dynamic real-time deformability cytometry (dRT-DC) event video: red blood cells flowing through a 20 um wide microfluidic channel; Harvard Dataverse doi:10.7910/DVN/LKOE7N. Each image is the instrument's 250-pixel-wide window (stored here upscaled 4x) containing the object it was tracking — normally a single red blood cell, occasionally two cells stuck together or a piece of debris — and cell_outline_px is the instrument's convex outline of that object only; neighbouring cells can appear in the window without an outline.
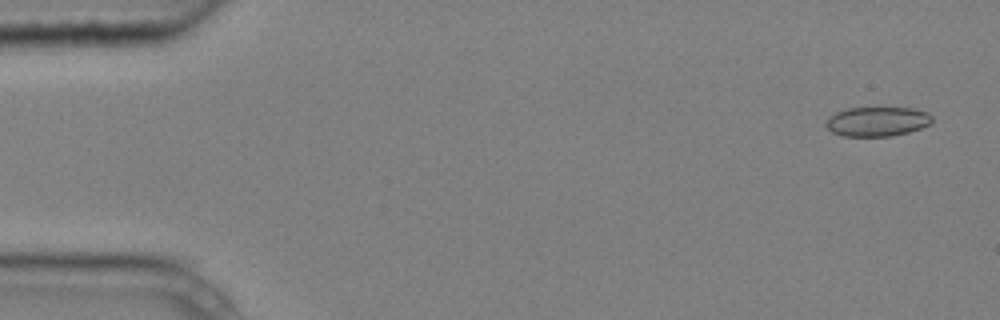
{"species": "common noctule bat (a hibernating species)", "species_latin": "Nyctalus noctula", "temperature_condition": "cold", "stored_images_in_passage": 3, "camera_frame_rate_fps": 3000, "um_per_image_px": 0.085, "animal": {"sex": "male", "body_mass_g": 20.4}, "frame": {"image": 1, "passage_image": 1, "time_ms": 0.0, "image_size_px": [1000, 320], "cell_outline_px": [[932, 120], [928, 124], [920, 128], [908, 132], [892, 136], [844, 136], [832, 132], [824, 124], [828, 116], [836, 112], [848, 108], [912, 108], [928, 112], [932, 116]], "centroid_in_image_um": [74.53, 10.32], "position_along_channel_um": 10.5, "area_um2": 18.21}}
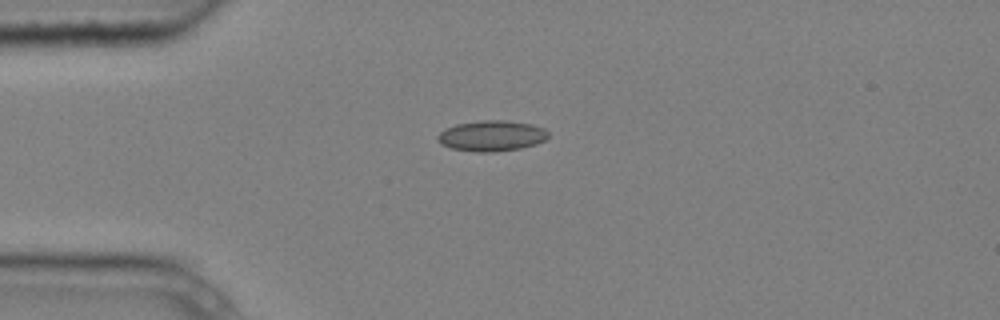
{"frame": {"image": 2, "passage_image": 3, "time_ms": 0.667, "image_size_px": [1000, 320], "cell_outline_px": [[548, 136], [544, 140], [536, 144], [520, 148], [496, 152], [476, 152], [452, 148], [440, 144], [436, 140], [436, 136], [440, 132], [456, 124], [480, 120], [504, 120], [532, 124], [544, 128], [548, 132]], "centroid_in_image_um": [41.78, 11.54], "position_along_channel_um": 43.2, "area_um2": 19.83}}